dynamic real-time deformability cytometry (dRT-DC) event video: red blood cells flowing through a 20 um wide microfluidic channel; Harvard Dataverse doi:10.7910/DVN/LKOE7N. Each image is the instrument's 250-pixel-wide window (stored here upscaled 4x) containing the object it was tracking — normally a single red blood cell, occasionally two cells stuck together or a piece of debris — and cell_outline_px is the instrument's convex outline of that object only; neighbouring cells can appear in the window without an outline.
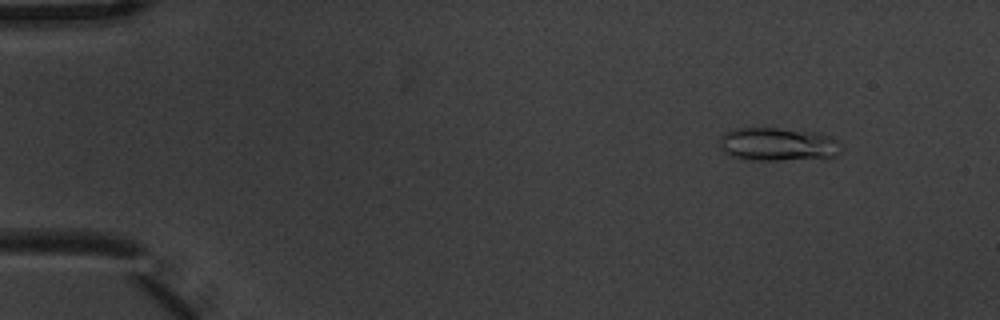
{"species": "common noctule bat (a hibernating species)", "species_latin": "Nyctalus noctula", "temperature_condition": "warm", "stored_images_in_passage": 5, "camera_frame_rate_fps": 3000, "um_per_image_px": 0.085, "animal": {"sex": "male", "body_mass_g": 20.1, "forearm_length_mm": 53.5}, "frame": {"image": 1, "passage_image": 2, "time_ms": 0.333, "image_size_px": [1000, 320], "cell_outline_px": [[840, 152], [836, 156], [828, 160], [752, 160], [732, 156], [724, 152], [720, 148], [720, 136], [724, 132], [736, 128], [776, 128], [820, 132], [836, 140]], "centroid_in_image_um": [66.15, 12.28], "position_along_channel_um": 18.8, "area_um2": 24.1}}
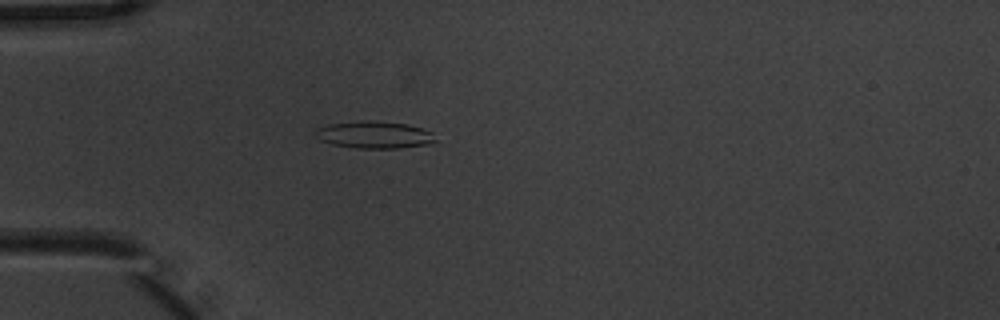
{"frame": {"image": 2, "passage_image": 5, "time_ms": 1.333, "image_size_px": [1000, 320], "cell_outline_px": [[436, 140], [428, 144], [400, 148], [356, 148], [332, 144], [320, 140], [312, 132], [316, 128], [328, 124], [360, 120], [376, 120], [408, 124], [424, 128], [432, 132]], "centroid_in_image_um": [31.79, 11.44], "position_along_channel_um": 53.2, "area_um2": 19.31}}